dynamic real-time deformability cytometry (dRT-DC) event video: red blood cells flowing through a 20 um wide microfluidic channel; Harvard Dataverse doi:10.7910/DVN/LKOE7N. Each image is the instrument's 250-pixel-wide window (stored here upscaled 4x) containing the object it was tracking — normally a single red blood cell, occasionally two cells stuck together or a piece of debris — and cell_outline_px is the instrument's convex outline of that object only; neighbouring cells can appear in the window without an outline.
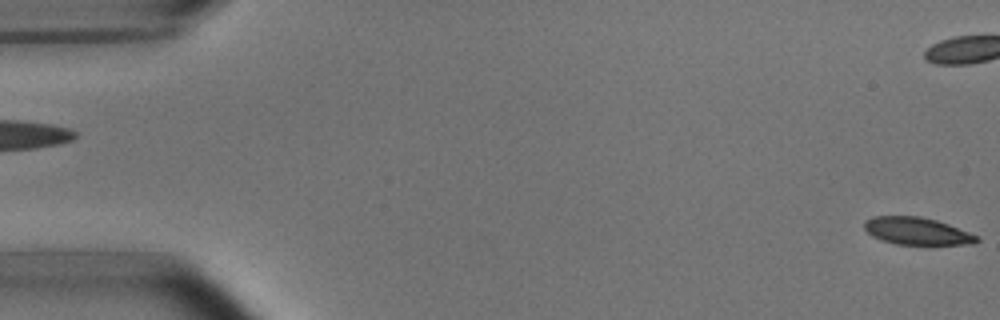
{"species": "common noctule bat (a hibernating species)", "species_latin": "Nyctalus noctula", "temperature_condition": "room temperature", "stored_images_in_passage": 4, "segment_of_instrument_passage": [2, 2], "camera_frame_rate_fps": 3000, "um_per_image_px": 0.085, "animal": {"sex": "male", "body_mass_g": 15.6}, "frame": {"image": 1, "passage_image": 4, "time_ms": 3.333, "image_size_px": [1000, 320], "cell_outline_px": [[980, 240], [972, 244], [896, 244], [872, 236], [864, 228], [864, 220], [872, 216], [920, 216], [936, 220], [948, 224], [968, 232], [976, 236]], "centroid_in_image_um": [77.9, 19.63], "position_along_channel_um": 7.1, "area_um2": 17.69}}